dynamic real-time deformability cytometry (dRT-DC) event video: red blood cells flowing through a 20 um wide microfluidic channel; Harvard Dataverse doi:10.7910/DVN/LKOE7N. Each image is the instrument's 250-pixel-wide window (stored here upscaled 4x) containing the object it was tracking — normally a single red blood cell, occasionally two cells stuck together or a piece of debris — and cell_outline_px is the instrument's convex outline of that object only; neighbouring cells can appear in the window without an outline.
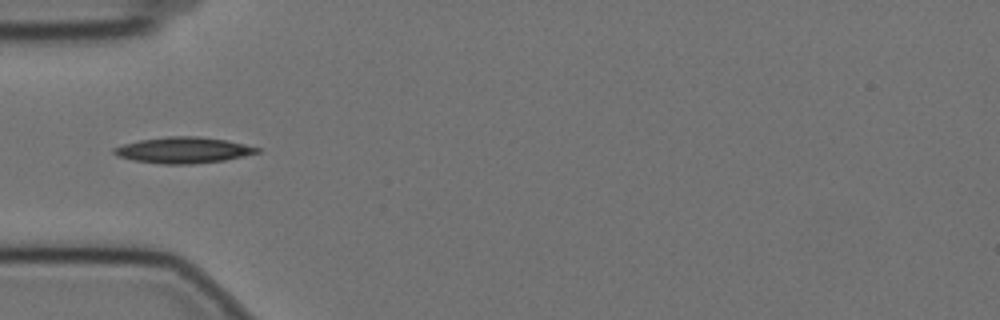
{"species": "Egyptian fruit bat (a non-hibernating species)", "species_latin": "Rousettus aegyptiacus", "temperature_condition": "cold", "stored_images_in_passage": 8, "camera_frame_rate_fps": 3000, "um_per_image_px": 0.085, "animal": {"sex": "female"}, "frame": {"image": 1, "passage_image": 1, "time_ms": 0.0, "image_size_px": [1000, 320], "cell_outline_px": [[260, 152], [244, 156], [224, 160], [192, 164], [160, 164], [132, 160], [116, 156], [112, 152], [112, 148], [124, 144], [140, 140], [168, 136], [200, 136], [224, 140], [244, 144], [260, 148]], "centroid_in_image_um": [15.55, 12.76], "position_along_channel_um": 69.5, "area_um2": 21.73}}
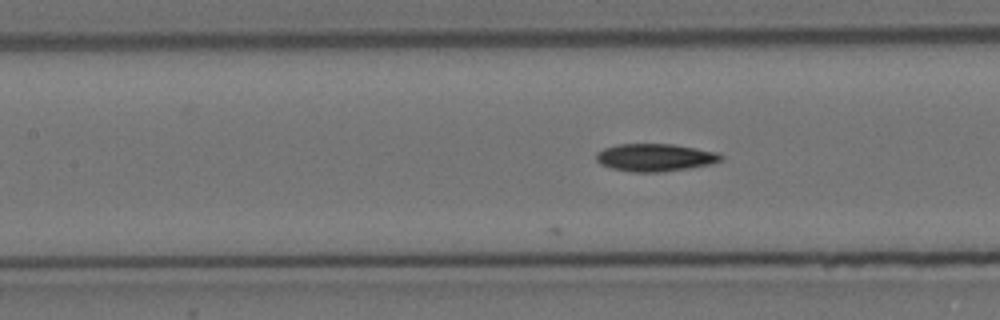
{"frame": {"image": 2, "passage_image": 8, "time_ms": 2.333, "image_size_px": [1000, 320], "cell_outline_px": [[724, 160], [712, 164], [688, 168], [660, 172], [632, 172], [612, 168], [600, 164], [596, 160], [596, 152], [604, 148], [616, 144], [672, 144], [696, 148], [716, 152], [724, 156]], "centroid_in_image_um": [55.69, 13.38], "position_along_channel_um": 151.7, "area_um2": 20.17}}